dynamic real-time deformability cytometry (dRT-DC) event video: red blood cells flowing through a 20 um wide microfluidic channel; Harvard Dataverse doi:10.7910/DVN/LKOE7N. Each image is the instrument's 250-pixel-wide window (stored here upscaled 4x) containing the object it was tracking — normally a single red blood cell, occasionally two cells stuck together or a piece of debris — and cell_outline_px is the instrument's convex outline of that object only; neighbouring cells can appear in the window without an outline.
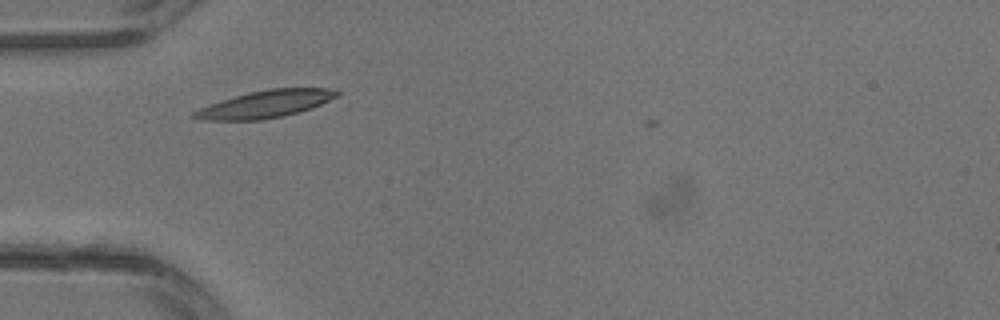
{"species": "common noctule bat (a hibernating species)", "species_latin": "Nyctalus noctula", "temperature_condition": "warm", "stored_images_in_passage": 21, "camera_frame_rate_fps": 3000, "um_per_image_px": 0.085, "animal": {"sex": "male", "body_mass_g": 13.3}, "frame": {"image": 1, "passage_image": 1, "time_ms": 0.0, "image_size_px": [1000, 320], "cell_outline_px": [[340, 92], [336, 96], [320, 104], [300, 112], [284, 116], [260, 120], [200, 120], [188, 116], [192, 112], [200, 108], [248, 92], [272, 88], [328, 88]], "centroid_in_image_um": [22.53, 8.86], "position_along_channel_um": 62.5, "area_um2": 22.43}}
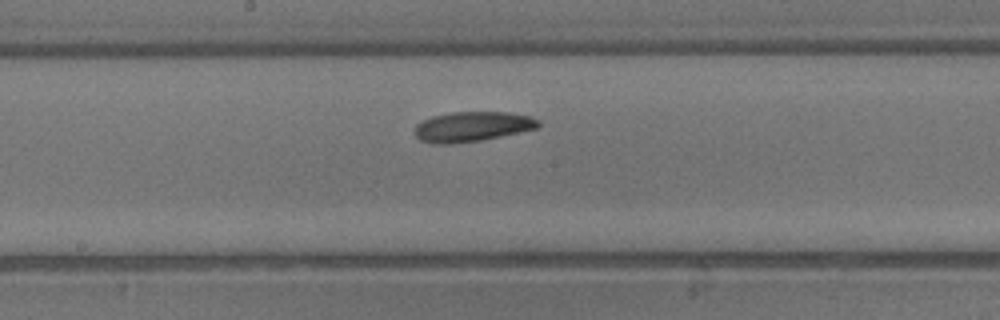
{"frame": {"image": 2, "passage_image": 8, "time_ms": 2.333, "image_size_px": [1000, 320], "cell_outline_px": [[540, 124], [536, 128], [520, 132], [480, 140], [452, 144], [432, 144], [420, 140], [412, 132], [416, 124], [420, 120], [432, 116], [452, 112], [508, 112], [532, 116], [540, 120]], "centroid_in_image_um": [40.09, 10.76], "position_along_channel_um": 208.1, "area_um2": 21.85}}
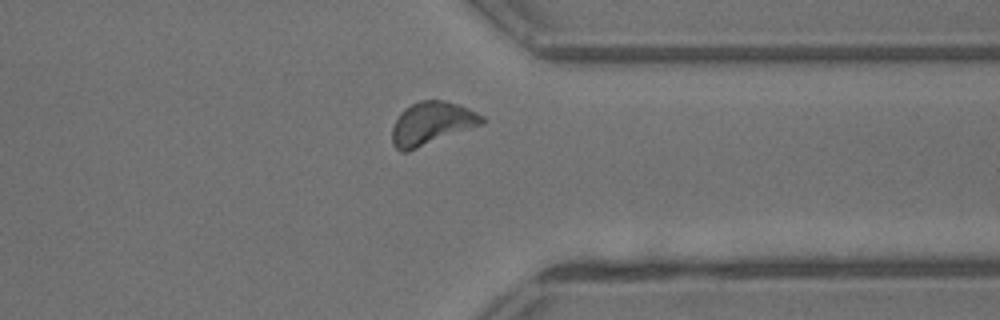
{"frame": {"image": 3, "passage_image": 16, "time_ms": 5.0, "image_size_px": [1000, 320], "cell_outline_px": [[488, 120], [484, 124], [408, 152], [400, 152], [392, 144], [392, 128], [400, 112], [404, 108], [420, 100], [444, 100], [460, 104], [484, 116]], "centroid_in_image_um": [36.72, 10.49], "position_along_channel_um": 374.7, "area_um2": 22.89}}